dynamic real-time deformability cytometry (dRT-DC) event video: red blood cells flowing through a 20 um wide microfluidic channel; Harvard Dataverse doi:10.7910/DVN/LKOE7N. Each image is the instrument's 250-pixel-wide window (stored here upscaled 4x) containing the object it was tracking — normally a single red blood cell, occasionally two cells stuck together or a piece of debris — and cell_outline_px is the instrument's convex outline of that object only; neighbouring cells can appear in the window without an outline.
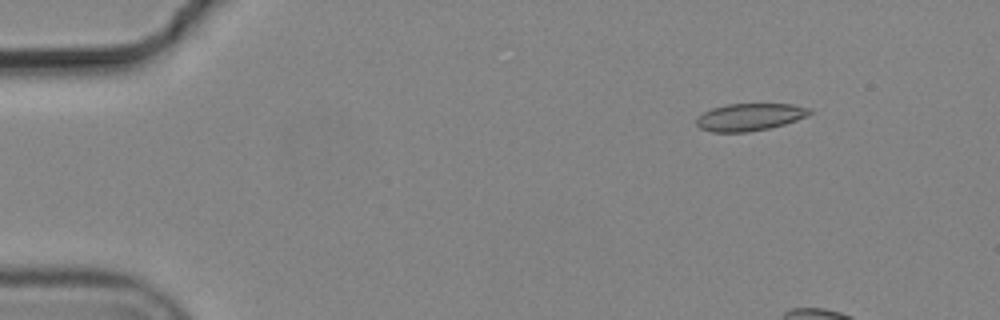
{"species": "common noctule bat (a hibernating species)", "species_latin": "Nyctalus noctula", "temperature_condition": "cold", "stored_images_in_passage": 6, "camera_frame_rate_fps": 3000, "um_per_image_px": 0.085, "animal": {"sex": "male", "body_mass_g": 19.2, "forearm_length_mm": 51.8}, "frame": {"image": 1, "passage_image": 2, "time_ms": 0.333, "image_size_px": [1000, 320], "cell_outline_px": [[812, 112], [796, 120], [784, 124], [768, 128], [748, 132], [712, 132], [700, 128], [696, 124], [696, 120], [704, 112], [712, 108], [728, 104], [792, 104], [812, 108]], "centroid_in_image_um": [63.72, 9.94], "position_along_channel_um": 21.3, "area_um2": 17.86}}